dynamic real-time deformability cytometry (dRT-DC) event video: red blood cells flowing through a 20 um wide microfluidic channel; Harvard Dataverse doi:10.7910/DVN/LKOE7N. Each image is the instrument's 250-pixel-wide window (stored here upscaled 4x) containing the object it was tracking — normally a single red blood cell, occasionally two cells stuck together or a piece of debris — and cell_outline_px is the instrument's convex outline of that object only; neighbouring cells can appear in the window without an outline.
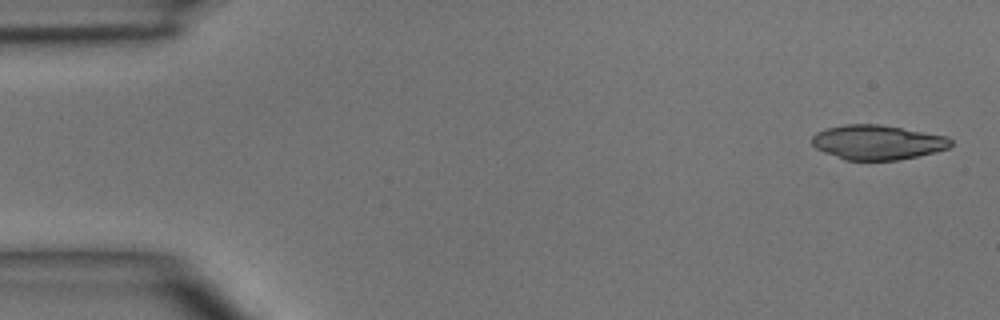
{"species": "common noctule bat (a hibernating species)", "species_latin": "Nyctalus noctula", "temperature_condition": "room temperature", "stored_images_in_passage": 4, "camera_frame_rate_fps": 3000, "um_per_image_px": 0.085, "animal": {"sex": "male", "body_mass_g": 15.6}, "frame": {"image": 1, "passage_image": 1, "time_ms": 0.0, "image_size_px": [1000, 320], "cell_outline_px": [[952, 144], [948, 148], [936, 152], [900, 160], [844, 160], [824, 152], [816, 148], [812, 144], [812, 136], [816, 132], [828, 128], [844, 124], [880, 124], [948, 136], [952, 140]], "centroid_in_image_um": [74.6, 12.1], "position_along_channel_um": 10.4, "area_um2": 28.15}}